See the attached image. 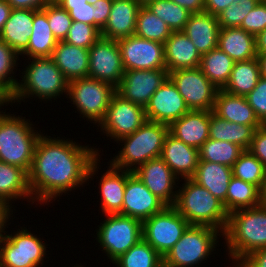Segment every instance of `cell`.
I'll return each instance as SVG.
<instances>
[{
    "label": "cell",
    "instance_id": "1",
    "mask_svg": "<svg viewBox=\"0 0 266 267\" xmlns=\"http://www.w3.org/2000/svg\"><path fill=\"white\" fill-rule=\"evenodd\" d=\"M99 156L95 147L42 134L28 172L33 201L49 205L63 193L66 195L87 180H93L100 166Z\"/></svg>",
    "mask_w": 266,
    "mask_h": 267
},
{
    "label": "cell",
    "instance_id": "2",
    "mask_svg": "<svg viewBox=\"0 0 266 267\" xmlns=\"http://www.w3.org/2000/svg\"><path fill=\"white\" fill-rule=\"evenodd\" d=\"M223 237L235 267L253 251L266 248V207L261 204L229 213Z\"/></svg>",
    "mask_w": 266,
    "mask_h": 267
},
{
    "label": "cell",
    "instance_id": "3",
    "mask_svg": "<svg viewBox=\"0 0 266 267\" xmlns=\"http://www.w3.org/2000/svg\"><path fill=\"white\" fill-rule=\"evenodd\" d=\"M28 60L30 62L21 72L22 80L19 79L16 90L5 101L7 106L15 102L21 104V100L25 102L29 97L33 99L34 95L41 101H52L53 98L56 100L63 93L68 95V81L51 57Z\"/></svg>",
    "mask_w": 266,
    "mask_h": 267
},
{
    "label": "cell",
    "instance_id": "4",
    "mask_svg": "<svg viewBox=\"0 0 266 267\" xmlns=\"http://www.w3.org/2000/svg\"><path fill=\"white\" fill-rule=\"evenodd\" d=\"M4 104L6 106L5 101L0 105V110ZM25 118L0 111V161L29 172L42 134L34 130L32 122Z\"/></svg>",
    "mask_w": 266,
    "mask_h": 267
},
{
    "label": "cell",
    "instance_id": "5",
    "mask_svg": "<svg viewBox=\"0 0 266 267\" xmlns=\"http://www.w3.org/2000/svg\"><path fill=\"white\" fill-rule=\"evenodd\" d=\"M173 207L190 225L209 226L222 233L225 231L229 213L223 202L191 178L184 179L182 187L177 190Z\"/></svg>",
    "mask_w": 266,
    "mask_h": 267
},
{
    "label": "cell",
    "instance_id": "6",
    "mask_svg": "<svg viewBox=\"0 0 266 267\" xmlns=\"http://www.w3.org/2000/svg\"><path fill=\"white\" fill-rule=\"evenodd\" d=\"M168 134V125L147 120L133 134L116 141L122 143V148L109 164L118 169L135 171L147 161L160 157Z\"/></svg>",
    "mask_w": 266,
    "mask_h": 267
},
{
    "label": "cell",
    "instance_id": "7",
    "mask_svg": "<svg viewBox=\"0 0 266 267\" xmlns=\"http://www.w3.org/2000/svg\"><path fill=\"white\" fill-rule=\"evenodd\" d=\"M218 236H223V233L215 228L189 225L163 257V267H200L198 265L212 255L219 242Z\"/></svg>",
    "mask_w": 266,
    "mask_h": 267
},
{
    "label": "cell",
    "instance_id": "8",
    "mask_svg": "<svg viewBox=\"0 0 266 267\" xmlns=\"http://www.w3.org/2000/svg\"><path fill=\"white\" fill-rule=\"evenodd\" d=\"M115 93L116 87L111 83L85 77L68 82V95L65 97L69 96L82 118L99 125Z\"/></svg>",
    "mask_w": 266,
    "mask_h": 267
},
{
    "label": "cell",
    "instance_id": "9",
    "mask_svg": "<svg viewBox=\"0 0 266 267\" xmlns=\"http://www.w3.org/2000/svg\"><path fill=\"white\" fill-rule=\"evenodd\" d=\"M104 216L107 218L97 226L95 240L113 263L143 238L142 221L121 214Z\"/></svg>",
    "mask_w": 266,
    "mask_h": 267
},
{
    "label": "cell",
    "instance_id": "10",
    "mask_svg": "<svg viewBox=\"0 0 266 267\" xmlns=\"http://www.w3.org/2000/svg\"><path fill=\"white\" fill-rule=\"evenodd\" d=\"M21 229V230H20ZM17 232L0 237V267H40L46 259V243L41 238L20 227Z\"/></svg>",
    "mask_w": 266,
    "mask_h": 267
},
{
    "label": "cell",
    "instance_id": "11",
    "mask_svg": "<svg viewBox=\"0 0 266 267\" xmlns=\"http://www.w3.org/2000/svg\"><path fill=\"white\" fill-rule=\"evenodd\" d=\"M189 225L173 206H166L161 212L142 222V237L164 257Z\"/></svg>",
    "mask_w": 266,
    "mask_h": 267
},
{
    "label": "cell",
    "instance_id": "12",
    "mask_svg": "<svg viewBox=\"0 0 266 267\" xmlns=\"http://www.w3.org/2000/svg\"><path fill=\"white\" fill-rule=\"evenodd\" d=\"M168 78L193 111H212L218 89L201 69H180L168 73Z\"/></svg>",
    "mask_w": 266,
    "mask_h": 267
},
{
    "label": "cell",
    "instance_id": "13",
    "mask_svg": "<svg viewBox=\"0 0 266 267\" xmlns=\"http://www.w3.org/2000/svg\"><path fill=\"white\" fill-rule=\"evenodd\" d=\"M147 121L143 106L123 99L115 93L106 111L104 119L100 122V130L114 141L133 134Z\"/></svg>",
    "mask_w": 266,
    "mask_h": 267
},
{
    "label": "cell",
    "instance_id": "14",
    "mask_svg": "<svg viewBox=\"0 0 266 267\" xmlns=\"http://www.w3.org/2000/svg\"><path fill=\"white\" fill-rule=\"evenodd\" d=\"M117 41L125 71L166 69L163 43L142 39L136 35Z\"/></svg>",
    "mask_w": 266,
    "mask_h": 267
},
{
    "label": "cell",
    "instance_id": "15",
    "mask_svg": "<svg viewBox=\"0 0 266 267\" xmlns=\"http://www.w3.org/2000/svg\"><path fill=\"white\" fill-rule=\"evenodd\" d=\"M124 71L117 40L100 37L89 48L88 77L111 83L117 87Z\"/></svg>",
    "mask_w": 266,
    "mask_h": 267
},
{
    "label": "cell",
    "instance_id": "16",
    "mask_svg": "<svg viewBox=\"0 0 266 267\" xmlns=\"http://www.w3.org/2000/svg\"><path fill=\"white\" fill-rule=\"evenodd\" d=\"M167 78L166 69L127 70L116 87V93L123 99L145 108L152 95Z\"/></svg>",
    "mask_w": 266,
    "mask_h": 267
},
{
    "label": "cell",
    "instance_id": "17",
    "mask_svg": "<svg viewBox=\"0 0 266 267\" xmlns=\"http://www.w3.org/2000/svg\"><path fill=\"white\" fill-rule=\"evenodd\" d=\"M133 173L166 206H173L175 204L177 197L176 188H179L176 184L179 183L180 179L161 157L147 161L133 171Z\"/></svg>",
    "mask_w": 266,
    "mask_h": 267
},
{
    "label": "cell",
    "instance_id": "18",
    "mask_svg": "<svg viewBox=\"0 0 266 267\" xmlns=\"http://www.w3.org/2000/svg\"><path fill=\"white\" fill-rule=\"evenodd\" d=\"M144 109L147 120L168 126L190 111L169 78L152 95Z\"/></svg>",
    "mask_w": 266,
    "mask_h": 267
},
{
    "label": "cell",
    "instance_id": "19",
    "mask_svg": "<svg viewBox=\"0 0 266 267\" xmlns=\"http://www.w3.org/2000/svg\"><path fill=\"white\" fill-rule=\"evenodd\" d=\"M166 205L131 172L126 179L121 215L144 221L161 212Z\"/></svg>",
    "mask_w": 266,
    "mask_h": 267
},
{
    "label": "cell",
    "instance_id": "20",
    "mask_svg": "<svg viewBox=\"0 0 266 267\" xmlns=\"http://www.w3.org/2000/svg\"><path fill=\"white\" fill-rule=\"evenodd\" d=\"M211 111L190 110L169 126V133L183 143L200 149L209 139Z\"/></svg>",
    "mask_w": 266,
    "mask_h": 267
},
{
    "label": "cell",
    "instance_id": "21",
    "mask_svg": "<svg viewBox=\"0 0 266 267\" xmlns=\"http://www.w3.org/2000/svg\"><path fill=\"white\" fill-rule=\"evenodd\" d=\"M160 157L178 178L189 179L196 172L199 150L169 133L165 138Z\"/></svg>",
    "mask_w": 266,
    "mask_h": 267
},
{
    "label": "cell",
    "instance_id": "22",
    "mask_svg": "<svg viewBox=\"0 0 266 267\" xmlns=\"http://www.w3.org/2000/svg\"><path fill=\"white\" fill-rule=\"evenodd\" d=\"M141 6L137 0H113L109 19L101 30V37L119 40L134 35Z\"/></svg>",
    "mask_w": 266,
    "mask_h": 267
},
{
    "label": "cell",
    "instance_id": "23",
    "mask_svg": "<svg viewBox=\"0 0 266 267\" xmlns=\"http://www.w3.org/2000/svg\"><path fill=\"white\" fill-rule=\"evenodd\" d=\"M164 52L168 73L200 66L201 55L184 31H172L164 43Z\"/></svg>",
    "mask_w": 266,
    "mask_h": 267
},
{
    "label": "cell",
    "instance_id": "24",
    "mask_svg": "<svg viewBox=\"0 0 266 267\" xmlns=\"http://www.w3.org/2000/svg\"><path fill=\"white\" fill-rule=\"evenodd\" d=\"M212 112L229 122L253 126L255 129L263 125L245 96L232 95L223 89H218L216 93Z\"/></svg>",
    "mask_w": 266,
    "mask_h": 267
},
{
    "label": "cell",
    "instance_id": "25",
    "mask_svg": "<svg viewBox=\"0 0 266 267\" xmlns=\"http://www.w3.org/2000/svg\"><path fill=\"white\" fill-rule=\"evenodd\" d=\"M219 30L217 16L203 11L191 13L183 31L203 55L218 47Z\"/></svg>",
    "mask_w": 266,
    "mask_h": 267
},
{
    "label": "cell",
    "instance_id": "26",
    "mask_svg": "<svg viewBox=\"0 0 266 267\" xmlns=\"http://www.w3.org/2000/svg\"><path fill=\"white\" fill-rule=\"evenodd\" d=\"M51 58L68 82L88 77L89 49L58 41Z\"/></svg>",
    "mask_w": 266,
    "mask_h": 267
},
{
    "label": "cell",
    "instance_id": "27",
    "mask_svg": "<svg viewBox=\"0 0 266 267\" xmlns=\"http://www.w3.org/2000/svg\"><path fill=\"white\" fill-rule=\"evenodd\" d=\"M99 181L101 210L103 214H119L122 211L126 179L131 171L118 169L111 164Z\"/></svg>",
    "mask_w": 266,
    "mask_h": 267
},
{
    "label": "cell",
    "instance_id": "28",
    "mask_svg": "<svg viewBox=\"0 0 266 267\" xmlns=\"http://www.w3.org/2000/svg\"><path fill=\"white\" fill-rule=\"evenodd\" d=\"M0 198L11 208V203L16 199L27 198L33 204L28 172L19 166L0 161Z\"/></svg>",
    "mask_w": 266,
    "mask_h": 267
},
{
    "label": "cell",
    "instance_id": "29",
    "mask_svg": "<svg viewBox=\"0 0 266 267\" xmlns=\"http://www.w3.org/2000/svg\"><path fill=\"white\" fill-rule=\"evenodd\" d=\"M33 26V10L12 9L0 32V40L20 55L29 43Z\"/></svg>",
    "mask_w": 266,
    "mask_h": 267
},
{
    "label": "cell",
    "instance_id": "30",
    "mask_svg": "<svg viewBox=\"0 0 266 267\" xmlns=\"http://www.w3.org/2000/svg\"><path fill=\"white\" fill-rule=\"evenodd\" d=\"M58 40L52 34L47 15L46 6L41 10H33L32 33L27 48L19 55L30 58L51 57Z\"/></svg>",
    "mask_w": 266,
    "mask_h": 267
},
{
    "label": "cell",
    "instance_id": "31",
    "mask_svg": "<svg viewBox=\"0 0 266 267\" xmlns=\"http://www.w3.org/2000/svg\"><path fill=\"white\" fill-rule=\"evenodd\" d=\"M218 48L235 62L257 57L255 36L240 27L220 28Z\"/></svg>",
    "mask_w": 266,
    "mask_h": 267
},
{
    "label": "cell",
    "instance_id": "32",
    "mask_svg": "<svg viewBox=\"0 0 266 267\" xmlns=\"http://www.w3.org/2000/svg\"><path fill=\"white\" fill-rule=\"evenodd\" d=\"M232 176V168L229 166L199 160L196 172L191 179L224 202Z\"/></svg>",
    "mask_w": 266,
    "mask_h": 267
},
{
    "label": "cell",
    "instance_id": "33",
    "mask_svg": "<svg viewBox=\"0 0 266 267\" xmlns=\"http://www.w3.org/2000/svg\"><path fill=\"white\" fill-rule=\"evenodd\" d=\"M209 138L212 140L234 143L244 150L250 148L255 128L253 126L229 122L211 111Z\"/></svg>",
    "mask_w": 266,
    "mask_h": 267
},
{
    "label": "cell",
    "instance_id": "34",
    "mask_svg": "<svg viewBox=\"0 0 266 267\" xmlns=\"http://www.w3.org/2000/svg\"><path fill=\"white\" fill-rule=\"evenodd\" d=\"M260 77L257 58L235 62L223 90L232 95L246 96L256 87Z\"/></svg>",
    "mask_w": 266,
    "mask_h": 267
},
{
    "label": "cell",
    "instance_id": "35",
    "mask_svg": "<svg viewBox=\"0 0 266 267\" xmlns=\"http://www.w3.org/2000/svg\"><path fill=\"white\" fill-rule=\"evenodd\" d=\"M234 63L232 58L216 47L201 55L199 68L217 89H223L229 81Z\"/></svg>",
    "mask_w": 266,
    "mask_h": 267
},
{
    "label": "cell",
    "instance_id": "36",
    "mask_svg": "<svg viewBox=\"0 0 266 267\" xmlns=\"http://www.w3.org/2000/svg\"><path fill=\"white\" fill-rule=\"evenodd\" d=\"M223 205L228 213L261 205V190L254 184L231 177Z\"/></svg>",
    "mask_w": 266,
    "mask_h": 267
},
{
    "label": "cell",
    "instance_id": "37",
    "mask_svg": "<svg viewBox=\"0 0 266 267\" xmlns=\"http://www.w3.org/2000/svg\"><path fill=\"white\" fill-rule=\"evenodd\" d=\"M113 263L117 267H163V257L142 238Z\"/></svg>",
    "mask_w": 266,
    "mask_h": 267
},
{
    "label": "cell",
    "instance_id": "38",
    "mask_svg": "<svg viewBox=\"0 0 266 267\" xmlns=\"http://www.w3.org/2000/svg\"><path fill=\"white\" fill-rule=\"evenodd\" d=\"M172 30L158 16L153 14L145 6H141L136 20L135 34L142 39H148L159 43H165Z\"/></svg>",
    "mask_w": 266,
    "mask_h": 267
},
{
    "label": "cell",
    "instance_id": "39",
    "mask_svg": "<svg viewBox=\"0 0 266 267\" xmlns=\"http://www.w3.org/2000/svg\"><path fill=\"white\" fill-rule=\"evenodd\" d=\"M244 149L234 143L208 139L199 149V160L233 167Z\"/></svg>",
    "mask_w": 266,
    "mask_h": 267
},
{
    "label": "cell",
    "instance_id": "40",
    "mask_svg": "<svg viewBox=\"0 0 266 267\" xmlns=\"http://www.w3.org/2000/svg\"><path fill=\"white\" fill-rule=\"evenodd\" d=\"M18 60L19 55L0 40V100L6 101L16 90L18 80L13 75L17 71Z\"/></svg>",
    "mask_w": 266,
    "mask_h": 267
},
{
    "label": "cell",
    "instance_id": "41",
    "mask_svg": "<svg viewBox=\"0 0 266 267\" xmlns=\"http://www.w3.org/2000/svg\"><path fill=\"white\" fill-rule=\"evenodd\" d=\"M234 177L256 185L261 191L266 182L264 164L249 150H244L232 167Z\"/></svg>",
    "mask_w": 266,
    "mask_h": 267
},
{
    "label": "cell",
    "instance_id": "42",
    "mask_svg": "<svg viewBox=\"0 0 266 267\" xmlns=\"http://www.w3.org/2000/svg\"><path fill=\"white\" fill-rule=\"evenodd\" d=\"M145 7L163 20L172 31H183L191 15V12L171 0H153Z\"/></svg>",
    "mask_w": 266,
    "mask_h": 267
},
{
    "label": "cell",
    "instance_id": "43",
    "mask_svg": "<svg viewBox=\"0 0 266 267\" xmlns=\"http://www.w3.org/2000/svg\"><path fill=\"white\" fill-rule=\"evenodd\" d=\"M233 1V3L217 15L220 28L240 27L245 16L260 0Z\"/></svg>",
    "mask_w": 266,
    "mask_h": 267
},
{
    "label": "cell",
    "instance_id": "44",
    "mask_svg": "<svg viewBox=\"0 0 266 267\" xmlns=\"http://www.w3.org/2000/svg\"><path fill=\"white\" fill-rule=\"evenodd\" d=\"M47 20L52 34L58 41H64L72 25L69 12L58 3H48L46 5Z\"/></svg>",
    "mask_w": 266,
    "mask_h": 267
},
{
    "label": "cell",
    "instance_id": "45",
    "mask_svg": "<svg viewBox=\"0 0 266 267\" xmlns=\"http://www.w3.org/2000/svg\"><path fill=\"white\" fill-rule=\"evenodd\" d=\"M101 31L90 24L73 21L65 42L68 44L89 49L99 38Z\"/></svg>",
    "mask_w": 266,
    "mask_h": 267
},
{
    "label": "cell",
    "instance_id": "46",
    "mask_svg": "<svg viewBox=\"0 0 266 267\" xmlns=\"http://www.w3.org/2000/svg\"><path fill=\"white\" fill-rule=\"evenodd\" d=\"M241 29L257 36L266 29V1H259L257 5L245 16Z\"/></svg>",
    "mask_w": 266,
    "mask_h": 267
},
{
    "label": "cell",
    "instance_id": "47",
    "mask_svg": "<svg viewBox=\"0 0 266 267\" xmlns=\"http://www.w3.org/2000/svg\"><path fill=\"white\" fill-rule=\"evenodd\" d=\"M245 98L259 120L266 124V78L260 77L256 87Z\"/></svg>",
    "mask_w": 266,
    "mask_h": 267
},
{
    "label": "cell",
    "instance_id": "48",
    "mask_svg": "<svg viewBox=\"0 0 266 267\" xmlns=\"http://www.w3.org/2000/svg\"><path fill=\"white\" fill-rule=\"evenodd\" d=\"M69 12L73 21H80L95 26V7L90 3L79 6H61Z\"/></svg>",
    "mask_w": 266,
    "mask_h": 267
},
{
    "label": "cell",
    "instance_id": "49",
    "mask_svg": "<svg viewBox=\"0 0 266 267\" xmlns=\"http://www.w3.org/2000/svg\"><path fill=\"white\" fill-rule=\"evenodd\" d=\"M248 150L256 156L266 168V124H263L255 130Z\"/></svg>",
    "mask_w": 266,
    "mask_h": 267
},
{
    "label": "cell",
    "instance_id": "50",
    "mask_svg": "<svg viewBox=\"0 0 266 267\" xmlns=\"http://www.w3.org/2000/svg\"><path fill=\"white\" fill-rule=\"evenodd\" d=\"M112 3L113 0H97L93 4L95 7V27L100 31L104 28L109 19Z\"/></svg>",
    "mask_w": 266,
    "mask_h": 267
},
{
    "label": "cell",
    "instance_id": "51",
    "mask_svg": "<svg viewBox=\"0 0 266 267\" xmlns=\"http://www.w3.org/2000/svg\"><path fill=\"white\" fill-rule=\"evenodd\" d=\"M236 267H266V248L253 251Z\"/></svg>",
    "mask_w": 266,
    "mask_h": 267
},
{
    "label": "cell",
    "instance_id": "52",
    "mask_svg": "<svg viewBox=\"0 0 266 267\" xmlns=\"http://www.w3.org/2000/svg\"><path fill=\"white\" fill-rule=\"evenodd\" d=\"M12 9L41 10L50 0H6Z\"/></svg>",
    "mask_w": 266,
    "mask_h": 267
},
{
    "label": "cell",
    "instance_id": "53",
    "mask_svg": "<svg viewBox=\"0 0 266 267\" xmlns=\"http://www.w3.org/2000/svg\"><path fill=\"white\" fill-rule=\"evenodd\" d=\"M233 2V0H204V11L217 16Z\"/></svg>",
    "mask_w": 266,
    "mask_h": 267
},
{
    "label": "cell",
    "instance_id": "54",
    "mask_svg": "<svg viewBox=\"0 0 266 267\" xmlns=\"http://www.w3.org/2000/svg\"><path fill=\"white\" fill-rule=\"evenodd\" d=\"M13 210L0 198V237L5 233V229L8 221H10V217L13 218Z\"/></svg>",
    "mask_w": 266,
    "mask_h": 267
},
{
    "label": "cell",
    "instance_id": "55",
    "mask_svg": "<svg viewBox=\"0 0 266 267\" xmlns=\"http://www.w3.org/2000/svg\"><path fill=\"white\" fill-rule=\"evenodd\" d=\"M171 1L184 7L191 13H200L204 11V0H171Z\"/></svg>",
    "mask_w": 266,
    "mask_h": 267
},
{
    "label": "cell",
    "instance_id": "56",
    "mask_svg": "<svg viewBox=\"0 0 266 267\" xmlns=\"http://www.w3.org/2000/svg\"><path fill=\"white\" fill-rule=\"evenodd\" d=\"M12 7L6 0H0V32L5 25V22L8 20Z\"/></svg>",
    "mask_w": 266,
    "mask_h": 267
},
{
    "label": "cell",
    "instance_id": "57",
    "mask_svg": "<svg viewBox=\"0 0 266 267\" xmlns=\"http://www.w3.org/2000/svg\"><path fill=\"white\" fill-rule=\"evenodd\" d=\"M255 44H256V54L265 55L266 54V29H264L257 36H255Z\"/></svg>",
    "mask_w": 266,
    "mask_h": 267
},
{
    "label": "cell",
    "instance_id": "58",
    "mask_svg": "<svg viewBox=\"0 0 266 267\" xmlns=\"http://www.w3.org/2000/svg\"><path fill=\"white\" fill-rule=\"evenodd\" d=\"M257 60L260 68L261 77L266 78V54L265 55H257Z\"/></svg>",
    "mask_w": 266,
    "mask_h": 267
},
{
    "label": "cell",
    "instance_id": "59",
    "mask_svg": "<svg viewBox=\"0 0 266 267\" xmlns=\"http://www.w3.org/2000/svg\"><path fill=\"white\" fill-rule=\"evenodd\" d=\"M87 3V0H60L58 4L60 6H79V5H85Z\"/></svg>",
    "mask_w": 266,
    "mask_h": 267
},
{
    "label": "cell",
    "instance_id": "60",
    "mask_svg": "<svg viewBox=\"0 0 266 267\" xmlns=\"http://www.w3.org/2000/svg\"><path fill=\"white\" fill-rule=\"evenodd\" d=\"M261 204L266 207V182L263 190L261 191Z\"/></svg>",
    "mask_w": 266,
    "mask_h": 267
},
{
    "label": "cell",
    "instance_id": "61",
    "mask_svg": "<svg viewBox=\"0 0 266 267\" xmlns=\"http://www.w3.org/2000/svg\"><path fill=\"white\" fill-rule=\"evenodd\" d=\"M142 6H145L148 2L153 0H137Z\"/></svg>",
    "mask_w": 266,
    "mask_h": 267
},
{
    "label": "cell",
    "instance_id": "62",
    "mask_svg": "<svg viewBox=\"0 0 266 267\" xmlns=\"http://www.w3.org/2000/svg\"><path fill=\"white\" fill-rule=\"evenodd\" d=\"M97 0H87V3H90L91 5H93Z\"/></svg>",
    "mask_w": 266,
    "mask_h": 267
},
{
    "label": "cell",
    "instance_id": "63",
    "mask_svg": "<svg viewBox=\"0 0 266 267\" xmlns=\"http://www.w3.org/2000/svg\"><path fill=\"white\" fill-rule=\"evenodd\" d=\"M60 0H50L51 3H58Z\"/></svg>",
    "mask_w": 266,
    "mask_h": 267
}]
</instances>
